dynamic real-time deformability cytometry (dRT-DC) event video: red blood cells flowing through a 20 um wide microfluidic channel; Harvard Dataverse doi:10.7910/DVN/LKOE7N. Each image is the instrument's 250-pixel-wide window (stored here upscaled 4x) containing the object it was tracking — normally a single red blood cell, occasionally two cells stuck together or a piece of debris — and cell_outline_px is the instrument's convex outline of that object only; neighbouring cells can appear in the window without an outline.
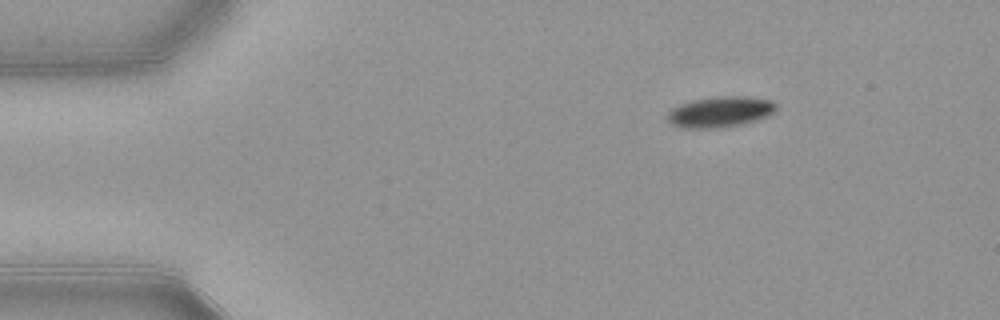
{"species": "common noctule bat (a hibernating species)", "species_latin": "Nyctalus noctula", "temperature_condition": "warm", "stored_images_in_passage": 46, "camera_frame_rate_fps": 3000, "um_per_image_px": 0.085, "animal": {"sex": "female", "body_mass_g": 21.9}, "frame": {"image": 1, "passage_image": 1, "time_ms": 0.0, "image_size_px": [1000, 320], "cell_outline_px": [[776, 108], [768, 116], [756, 120], [740, 124], [720, 128], [680, 128], [672, 124], [668, 120], [668, 112], [672, 108], [680, 104], [692, 100], [716, 96], [748, 96], [772, 100], [776, 104]], "centroid_in_image_um": [61.2, 9.5], "position_along_channel_um": 23.8, "area_um2": 19.54}}
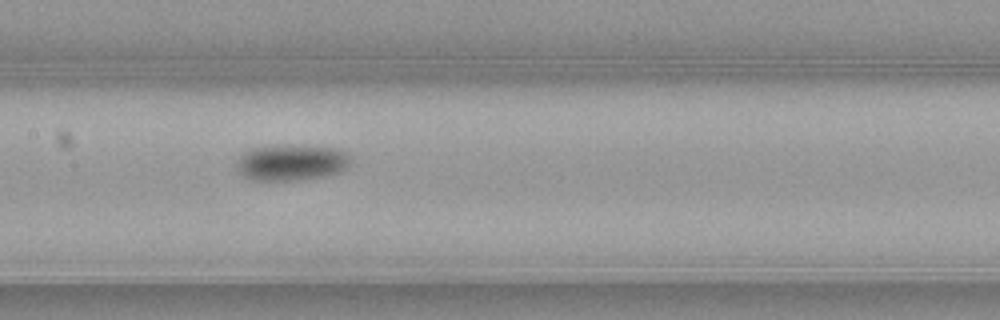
{"frame": {"image": 2, "passage_image": 19, "time_ms": 6.0, "image_size_px": [1000, 320], "cell_outline_px": [[352, 160], [348, 168], [340, 172], [324, 176], [304, 180], [252, 180], [244, 176], [236, 168], [236, 160], [244, 152], [252, 148], [340, 148], [352, 156]], "centroid_in_image_um": [24.82, 13.87], "position_along_channel_um": 182.6, "area_um2": 23.29}}
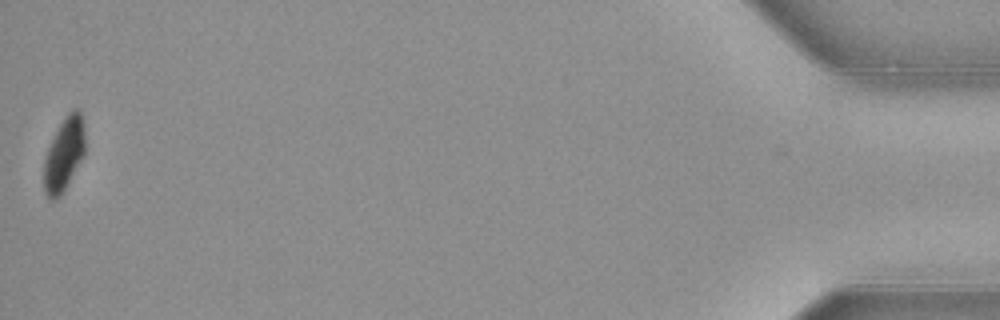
{"frame": {"image": 3, "passage_image": 46, "time_ms": 15.0, "image_size_px": [1000, 320], "cell_outline_px": [[84, 156], [60, 196], [56, 200], [48, 200], [44, 192], [44, 160], [48, 148], [60, 124], [68, 112], [72, 108], [80, 108], [84, 124]], "centroid_in_image_um": [5.45, 13.11], "position_along_channel_um": 429.8, "area_um2": 17.63}, "authors_computed_cell_mechanics": {"area_um2": 21.4149, "velocity_mm_per_s": 3.8781, "shape_relaxation_time_tau1_ms": 4.0705, "shape_relaxation_time_tau2_ms": null, "deformation_change_tau1": 0.1105, "deformation_change_tau2": null}}